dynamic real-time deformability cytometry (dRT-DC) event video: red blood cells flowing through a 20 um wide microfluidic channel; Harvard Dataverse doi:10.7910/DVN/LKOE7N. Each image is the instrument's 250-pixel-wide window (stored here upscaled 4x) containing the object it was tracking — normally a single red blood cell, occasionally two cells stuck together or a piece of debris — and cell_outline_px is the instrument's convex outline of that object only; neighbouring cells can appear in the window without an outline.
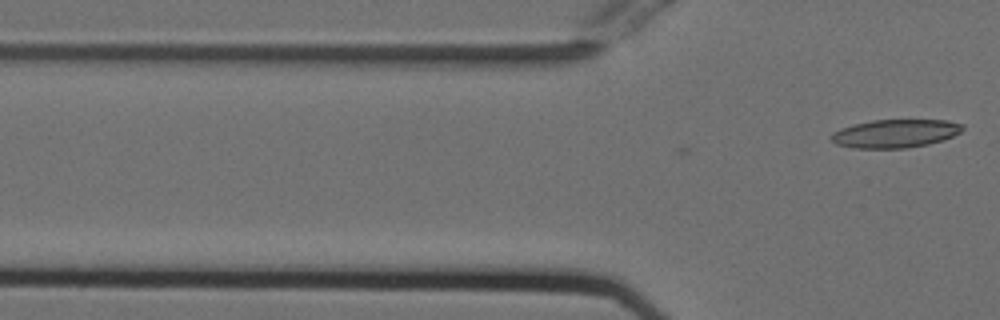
{"species": "Egyptian fruit bat (a non-hibernating species)", "species_latin": "Rousettus aegyptiacus", "temperature_condition": "cold", "stored_images_in_passage": 5, "camera_frame_rate_fps": 3000, "um_per_image_px": 0.085, "animal": {"sex": "female"}, "frame": {"image": 1, "passage_image": 5, "time_ms": 1.333, "image_size_px": [1000, 320], "cell_outline_px": [[964, 128], [960, 132], [944, 140], [928, 144], [908, 148], [852, 148], [836, 144], [828, 136], [832, 132], [840, 128], [852, 124], [872, 120], [948, 120], [964, 124]], "centroid_in_image_um": [76.07, 11.34], "position_along_channel_um": 49.7, "area_um2": 21.91}}